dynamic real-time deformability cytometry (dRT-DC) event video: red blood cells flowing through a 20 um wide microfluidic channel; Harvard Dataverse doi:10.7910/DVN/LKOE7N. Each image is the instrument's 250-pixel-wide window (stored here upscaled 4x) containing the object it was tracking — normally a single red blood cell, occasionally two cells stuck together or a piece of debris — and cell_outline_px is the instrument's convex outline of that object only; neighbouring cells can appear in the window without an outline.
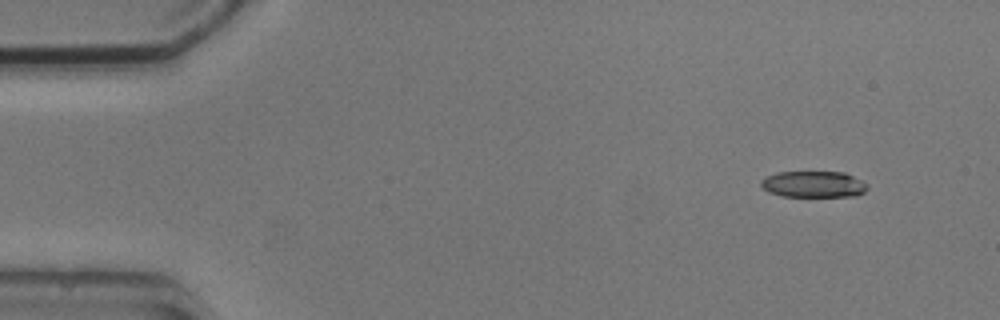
{"species": "common noctule bat (a hibernating species)", "species_latin": "Nyctalus noctula", "temperature_condition": "cold", "stored_images_in_passage": 5, "camera_frame_rate_fps": 3000, "um_per_image_px": 0.085, "animal": {"sex": "male", "body_mass_g": 20.5, "forearm_length_mm": 52.5}, "frame": {"image": 1, "passage_image": 5, "time_ms": 6.0, "image_size_px": [1000, 320], "cell_outline_px": [[868, 188], [864, 192], [856, 196], [780, 196], [768, 192], [760, 184], [760, 180], [776, 172], [844, 172], [868, 184]], "centroid_in_image_um": [69.14, 15.66], "position_along_channel_um": 15.9, "area_um2": 16.3}}